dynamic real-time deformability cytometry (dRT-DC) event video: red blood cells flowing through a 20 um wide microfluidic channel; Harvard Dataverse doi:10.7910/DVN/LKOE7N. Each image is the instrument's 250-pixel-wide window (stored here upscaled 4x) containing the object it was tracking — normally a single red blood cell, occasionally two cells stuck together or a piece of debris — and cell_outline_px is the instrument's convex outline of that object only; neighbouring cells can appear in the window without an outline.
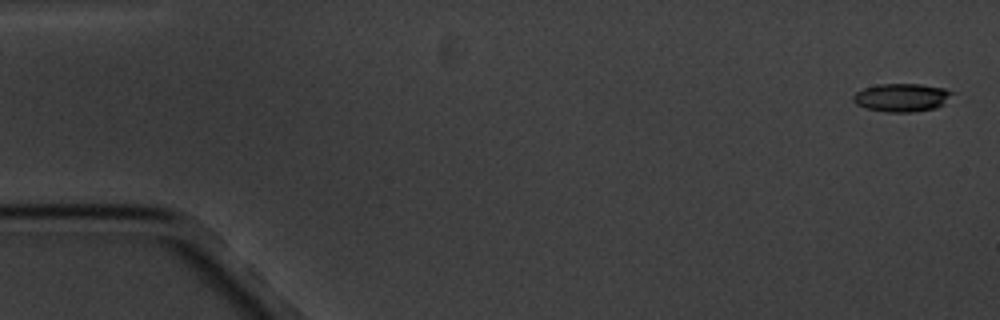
{"species": "common noctule bat (a hibernating species)", "species_latin": "Nyctalus noctula", "temperature_condition": "cold", "stored_images_in_passage": 13, "camera_frame_rate_fps": 3000, "um_per_image_px": 0.085, "animal": {"sex": "male", "body_mass_g": 20.1, "forearm_length_mm": 53.5}, "frame": {"image": 1, "passage_image": 1, "time_ms": 0.0, "image_size_px": [1000, 320], "cell_outline_px": [[956, 92], [944, 104], [936, 108], [912, 112], [888, 112], [868, 108], [856, 104], [852, 100], [852, 96], [856, 92], [864, 88], [880, 84], [920, 84], [944, 88]], "centroid_in_image_um": [76.68, 8.28], "position_along_channel_um": 8.3, "area_um2": 16.3}}
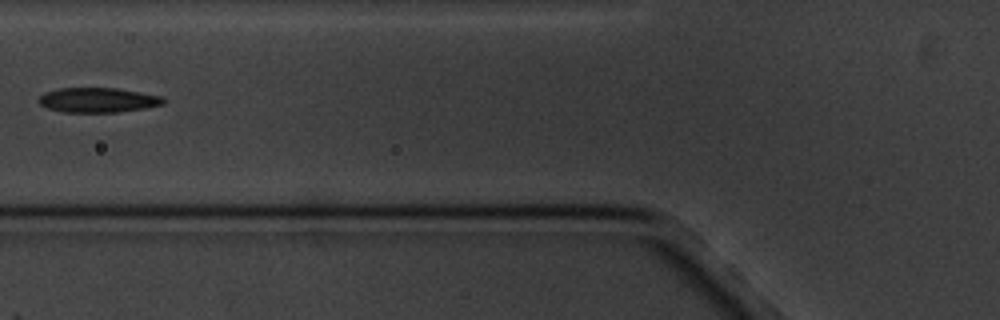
{"frame": {"image": 2, "passage_image": 7, "time_ms": 7.0, "image_size_px": [1000, 320], "cell_outline_px": [[164, 104], [144, 108], [116, 112], [64, 112], [48, 108], [40, 104], [36, 100], [44, 92], [60, 88], [116, 88], [164, 96]], "centroid_in_image_um": [8.31, 8.5], "position_along_channel_um": 117.5, "area_um2": 17.98}}
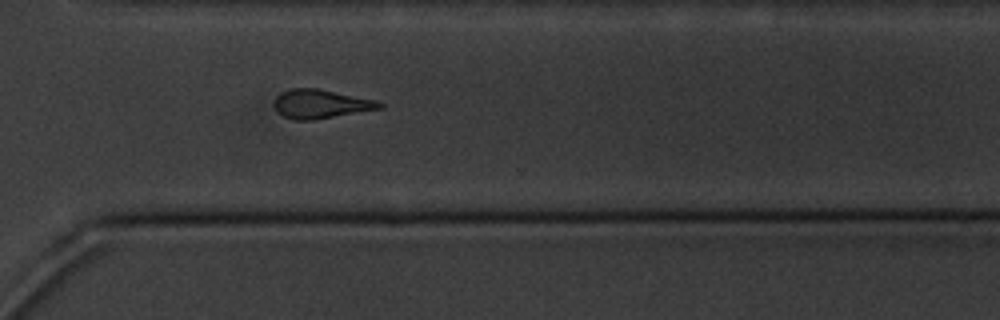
{"frame": {"image": 3, "passage_image": 13, "time_ms": 13.667, "image_size_px": [1000, 320], "cell_outline_px": [[384, 108], [316, 120], [292, 120], [276, 112], [272, 104], [276, 96], [280, 92], [292, 88], [316, 88], [376, 100], [384, 104]], "centroid_in_image_um": [27.23, 8.85], "position_along_channel_um": 343.4, "area_um2": 18.03}}